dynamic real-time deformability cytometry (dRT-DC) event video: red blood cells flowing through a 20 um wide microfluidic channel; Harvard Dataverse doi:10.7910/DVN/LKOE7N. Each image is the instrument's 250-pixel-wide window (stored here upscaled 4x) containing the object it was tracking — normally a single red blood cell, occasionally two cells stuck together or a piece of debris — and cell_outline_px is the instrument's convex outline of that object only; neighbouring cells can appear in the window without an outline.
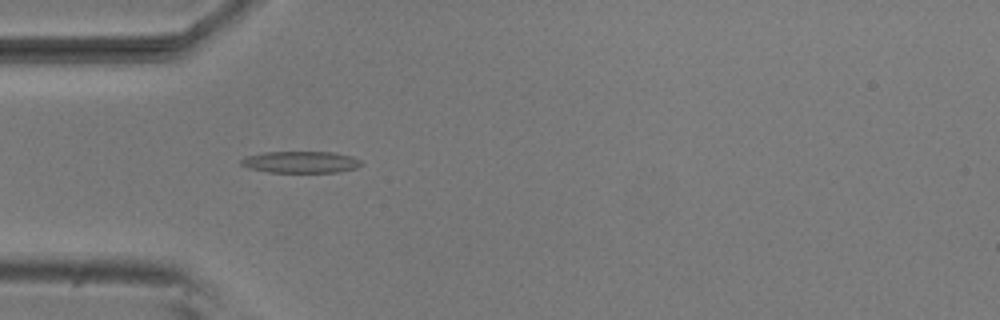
{"species": "common noctule bat (a hibernating species)", "species_latin": "Nyctalus noctula", "temperature_condition": "room temperature", "stored_images_in_passage": 41, "camera_frame_rate_fps": 3000, "um_per_image_px": 0.085, "animal": {"sex": "male", "body_mass_g": 20.5, "forearm_length_mm": 52.5}, "frame": {"image": 1, "passage_image": 4, "time_ms": 1.0, "image_size_px": [1000, 320], "cell_outline_px": [[364, 164], [356, 168], [336, 172], [268, 172], [248, 168], [240, 164], [240, 160], [248, 156], [264, 152], [332, 152], [352, 156], [360, 160]], "centroid_in_image_um": [25.57, 13.78], "position_along_channel_um": 59.4, "area_um2": 15.14}}
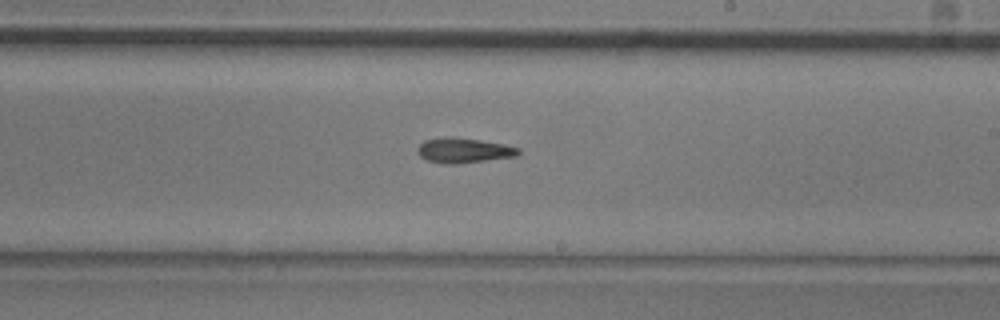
{"frame": {"image": 2, "passage_image": 19, "time_ms": 6.0, "image_size_px": [1000, 320], "cell_outline_px": [[520, 152], [516, 156], [456, 164], [444, 164], [428, 160], [420, 156], [416, 152], [416, 148], [424, 140], [480, 140], [504, 144], [520, 148]], "centroid_in_image_um": [39.45, 12.84], "position_along_channel_um": 249.6, "area_um2": 13.87}}
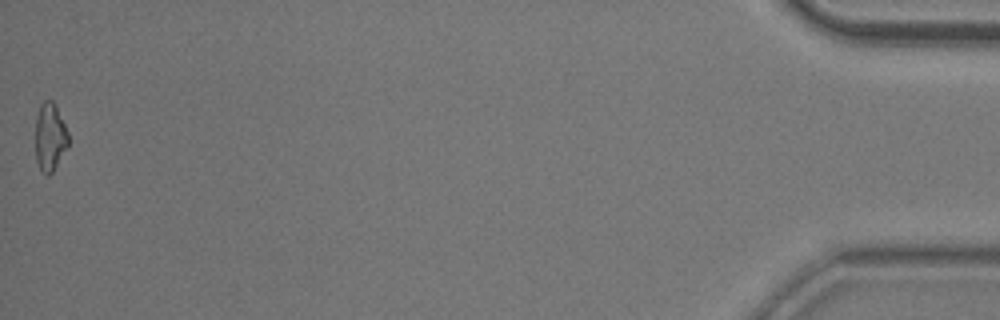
{"frame": {"image": 3, "passage_image": 41, "time_ms": 13.333, "image_size_px": [1000, 320], "cell_outline_px": [[68, 148], [52, 172], [48, 176], [40, 172], [36, 160], [36, 116], [40, 104], [44, 100], [52, 100], [56, 104], [68, 132]], "centroid_in_image_um": [4.25, 11.65], "position_along_channel_um": 431.0, "area_um2": 13.29}, "authors_computed_cell_mechanics": {"area_um2": 14.2188, "velocity_mm_per_s": 3.8248, "shape_relaxation_time_tau1_ms": null, "shape_relaxation_time_tau2_ms": 8.1623, "deformation_change_tau1": null, "deformation_change_tau2": 0.2044}}